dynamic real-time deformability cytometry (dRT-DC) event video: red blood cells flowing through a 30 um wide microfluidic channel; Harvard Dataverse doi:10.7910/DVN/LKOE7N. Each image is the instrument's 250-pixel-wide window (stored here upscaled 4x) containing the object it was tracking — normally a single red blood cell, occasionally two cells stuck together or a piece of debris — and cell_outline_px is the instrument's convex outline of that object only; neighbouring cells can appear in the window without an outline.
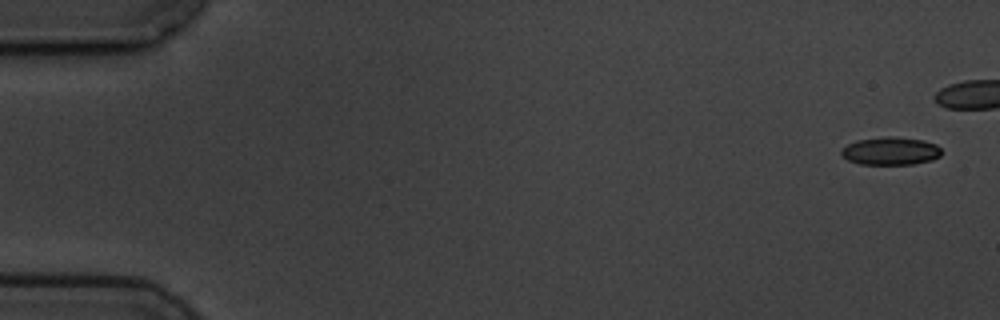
{"species": "common noctule bat (a hibernating species)", "species_latin": "Nyctalus noctula", "temperature_condition": "cold", "stored_images_in_passage": 9, "camera_frame_rate_fps": 3000, "um_per_image_px": 0.085, "animal": {"sex": "male", "body_mass_g": 19.5, "forearm_length_mm": 54.6}, "frame": {"image": 1, "passage_image": 1, "time_ms": 0.0, "image_size_px": [1000, 320], "cell_outline_px": [[940, 156], [932, 160], [912, 164], [860, 164], [848, 160], [840, 152], [840, 148], [856, 140], [888, 136], [892, 136], [924, 140], [936, 144], [940, 148]], "centroid_in_image_um": [75.69, 12.83], "position_along_channel_um": 9.3, "area_um2": 16.3}}
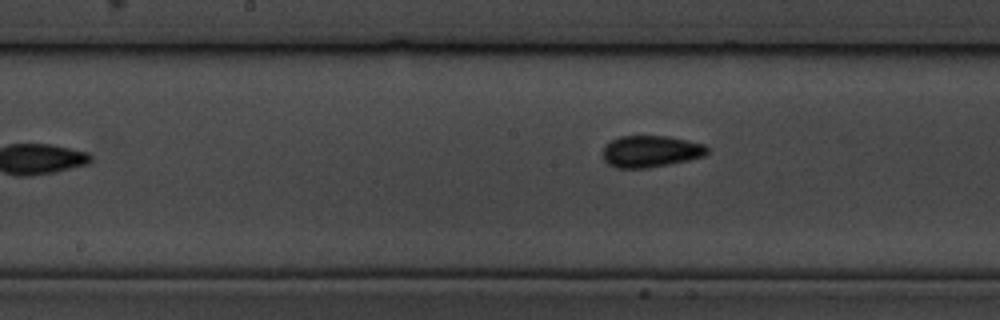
{"frame": {"image": 2, "passage_image": 9, "time_ms": 10.333, "image_size_px": [1000, 320], "cell_outline_px": [[708, 152], [704, 156], [688, 160], [648, 168], [616, 168], [608, 164], [604, 160], [604, 148], [612, 140], [620, 136], [668, 136], [688, 140], [704, 144], [708, 148]], "centroid_in_image_um": [55.33, 12.87], "position_along_channel_um": 192.9, "area_um2": 19.19}}